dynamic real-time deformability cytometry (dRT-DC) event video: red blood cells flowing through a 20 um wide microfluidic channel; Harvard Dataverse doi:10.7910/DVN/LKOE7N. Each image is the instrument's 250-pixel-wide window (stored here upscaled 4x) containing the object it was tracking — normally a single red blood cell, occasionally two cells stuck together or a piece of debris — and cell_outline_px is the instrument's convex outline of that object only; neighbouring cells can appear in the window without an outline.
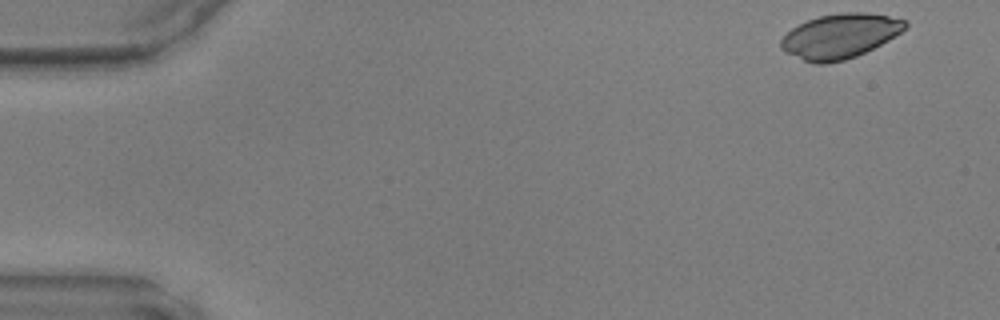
{"species": "common noctule bat (a hibernating species)", "species_latin": "Nyctalus noctula", "temperature_condition": "warm", "stored_images_in_passage": 46, "camera_frame_rate_fps": 3000, "um_per_image_px": 0.085, "animal": {"sex": "male", "body_mass_g": 17.9, "forearm_length_mm": 54.2}, "frame": {"image": 1, "passage_image": 1, "time_ms": 0.0, "image_size_px": [1000, 320], "cell_outline_px": [[908, 24], [900, 32], [888, 40], [856, 56], [844, 60], [824, 64], [816, 64], [804, 60], [780, 48], [780, 40], [792, 28], [808, 20], [820, 16], [844, 12], [864, 12], [888, 16], [908, 20]], "centroid_in_image_um": [71.4, 3.06], "position_along_channel_um": 13.6, "area_um2": 31.79}}